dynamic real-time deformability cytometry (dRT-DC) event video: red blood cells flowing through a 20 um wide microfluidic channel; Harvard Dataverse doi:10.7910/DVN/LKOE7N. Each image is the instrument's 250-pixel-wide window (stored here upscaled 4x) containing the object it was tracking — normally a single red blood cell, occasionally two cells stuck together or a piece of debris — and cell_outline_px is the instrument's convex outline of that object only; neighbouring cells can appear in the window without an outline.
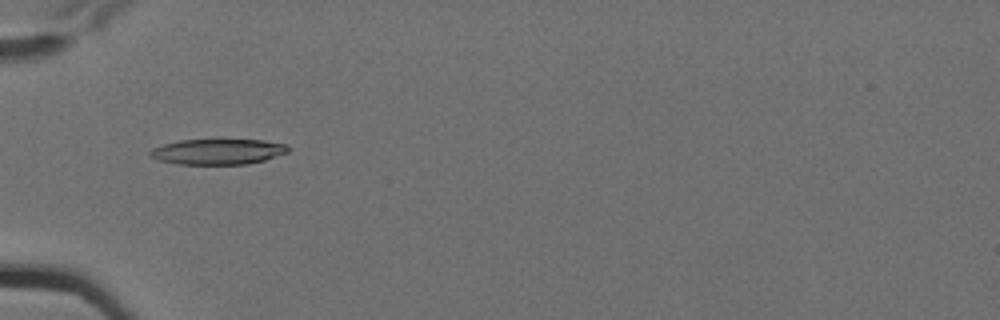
{"species": "Egyptian fruit bat (a non-hibernating species)", "species_latin": "Rousettus aegyptiacus", "temperature_condition": "cold", "stored_images_in_passage": 14, "camera_frame_rate_fps": 3000, "um_per_image_px": 0.085, "animal": {"sex": "female"}, "frame": {"image": 1, "passage_image": 5, "time_ms": 1.333, "image_size_px": [1000, 320], "cell_outline_px": [[288, 152], [264, 160], [248, 164], [176, 164], [156, 160], [148, 156], [148, 152], [152, 148], [164, 144], [180, 140], [220, 136], [260, 140], [288, 144]], "centroid_in_image_um": [18.48, 12.84], "position_along_channel_um": 66.5, "area_um2": 21.73}}
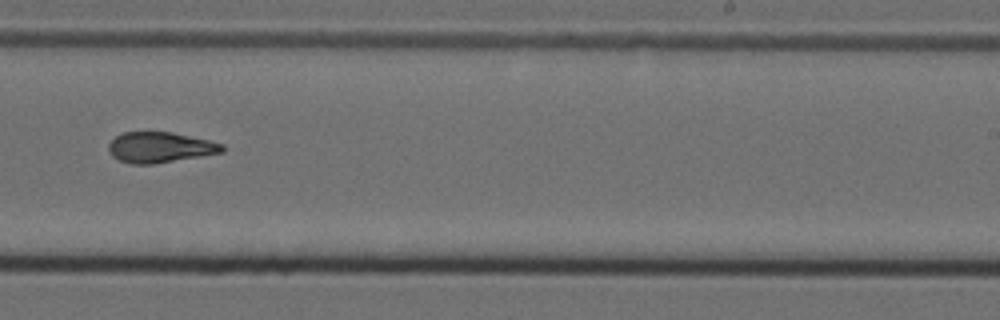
{"frame": {"image": 2, "passage_image": 10, "time_ms": 3.0, "image_size_px": [1000, 320], "cell_outline_px": [[224, 152], [152, 164], [132, 164], [120, 160], [112, 156], [108, 148], [108, 144], [116, 136], [124, 132], [172, 132], [208, 140], [224, 144]], "centroid_in_image_um": [13.6, 12.52], "position_along_channel_um": 275.4, "area_um2": 20.06}}
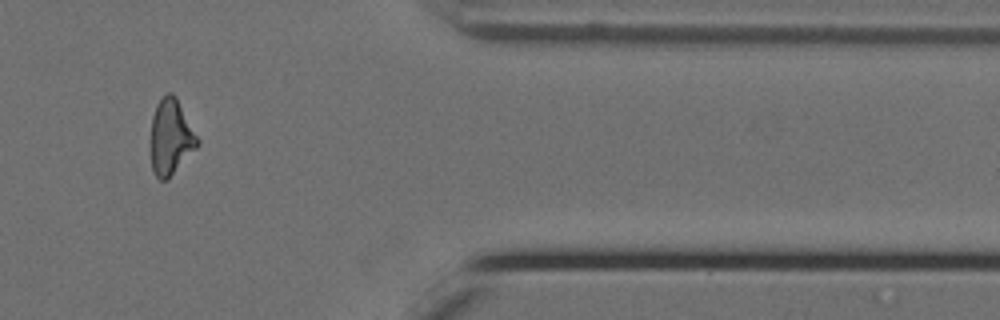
{"frame": {"image": 3, "passage_image": 13, "time_ms": 4.0, "image_size_px": [1000, 320], "cell_outline_px": [[200, 144], [168, 180], [160, 180], [156, 176], [152, 168], [152, 116], [156, 104], [168, 92], [172, 92], [176, 96], [200, 140]], "centroid_in_image_um": [14.55, 11.65], "position_along_channel_um": 396.8, "area_um2": 20.46}}